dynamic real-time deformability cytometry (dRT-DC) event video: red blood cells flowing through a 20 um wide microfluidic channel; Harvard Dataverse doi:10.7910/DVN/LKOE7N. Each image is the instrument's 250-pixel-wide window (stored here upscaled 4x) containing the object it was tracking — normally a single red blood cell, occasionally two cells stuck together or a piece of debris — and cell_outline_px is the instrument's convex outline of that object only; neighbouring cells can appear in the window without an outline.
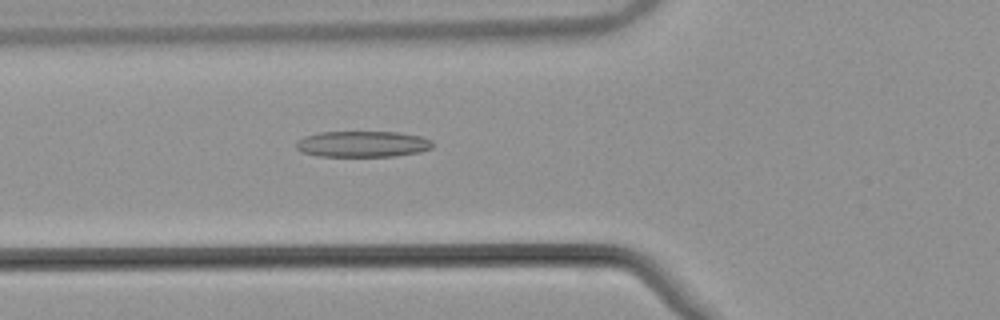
{"species": "common noctule bat (a hibernating species)", "species_latin": "Nyctalus noctula", "temperature_condition": "warm", "stored_images_in_passage": 53, "camera_frame_rate_fps": 3000, "um_per_image_px": 0.085, "animal": {"sex": "male", "body_mass_g": 21.5, "forearm_length_mm": 52.0}, "frame": {"image": 1, "passage_image": 20, "time_ms": 6.333, "image_size_px": [1000, 320], "cell_outline_px": [[432, 148], [420, 152], [396, 156], [320, 156], [300, 152], [296, 148], [296, 144], [304, 136], [320, 132], [396, 132], [420, 136], [432, 140]], "centroid_in_image_um": [30.83, 12.25], "position_along_channel_um": 95.0, "area_um2": 20.69}}
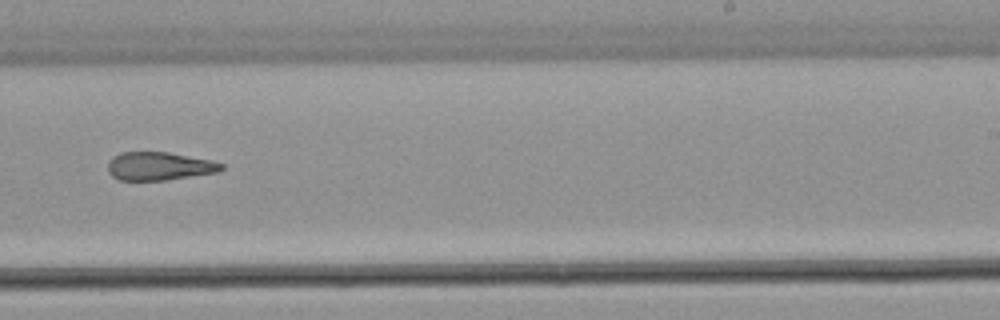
{"frame": {"image": 2, "passage_image": 34, "time_ms": 11.0, "image_size_px": [1000, 320], "cell_outline_px": [[224, 168], [216, 172], [164, 180], [120, 180], [112, 176], [108, 172], [108, 164], [112, 156], [120, 152], [168, 152], [212, 160], [224, 164]], "centroid_in_image_um": [13.51, 14.11], "position_along_channel_um": 275.5, "area_um2": 18.61}}
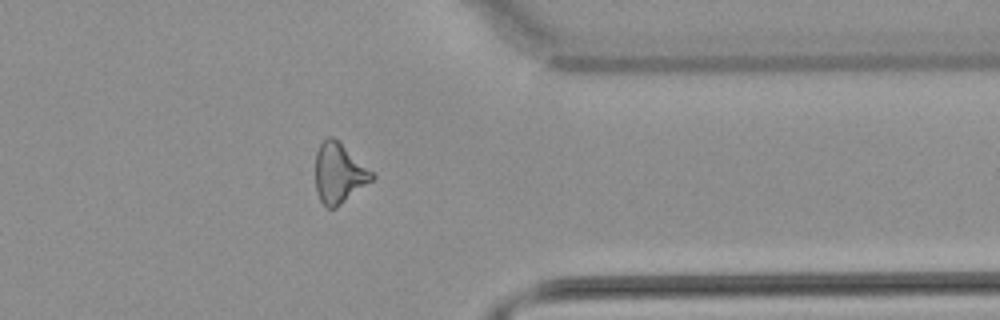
{"frame": {"image": 3, "passage_image": 43, "time_ms": 14.0, "image_size_px": [1000, 320], "cell_outline_px": [[376, 176], [372, 180], [336, 208], [328, 208], [320, 200], [316, 192], [316, 152], [320, 144], [328, 136], [332, 136], [340, 140]], "centroid_in_image_um": [28.8, 14.7], "position_along_channel_um": 382.6, "area_um2": 19.71}, "authors_computed_cell_mechanics": {"area_um2": 20.6924, "velocity_mm_per_s": 3.8611, "shape_relaxation_time_tau1_ms": null, "shape_relaxation_time_tau2_ms": 3.5426, "deformation_change_tau1": null, "deformation_change_tau2": 0.1537}}